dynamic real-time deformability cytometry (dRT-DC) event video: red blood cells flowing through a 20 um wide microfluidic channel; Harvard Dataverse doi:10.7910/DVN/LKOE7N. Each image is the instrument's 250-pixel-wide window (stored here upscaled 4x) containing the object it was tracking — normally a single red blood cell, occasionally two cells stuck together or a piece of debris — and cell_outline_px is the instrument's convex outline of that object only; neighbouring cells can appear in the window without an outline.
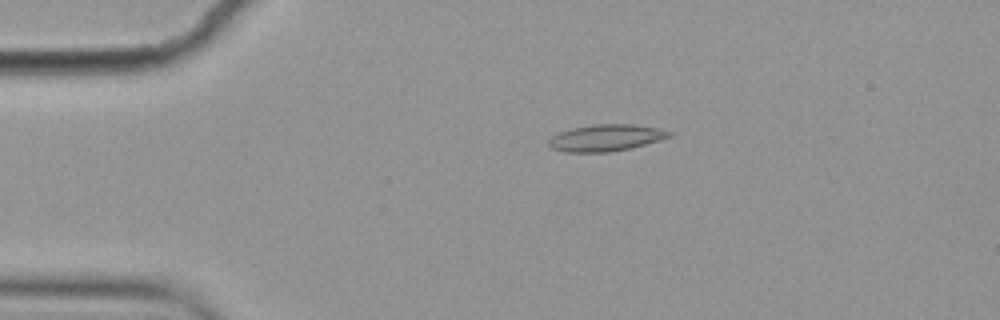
{"species": "common noctule bat (a hibernating species)", "species_latin": "Nyctalus noctula", "temperature_condition": "cold", "stored_images_in_passage": 7, "camera_frame_rate_fps": 3000, "um_per_image_px": 0.085, "animal": {"sex": "female", "body_mass_g": 19.9}, "frame": {"image": 1, "passage_image": 3, "time_ms": 0.667, "image_size_px": [1000, 320], "cell_outline_px": [[676, 132], [672, 136], [660, 140], [632, 148], [608, 152], [568, 152], [552, 148], [548, 144], [548, 140], [552, 136], [560, 132], [572, 128], [592, 124], [632, 124], [656, 128]], "centroid_in_image_um": [51.54, 11.71], "position_along_channel_um": 33.5, "area_um2": 18.79}}
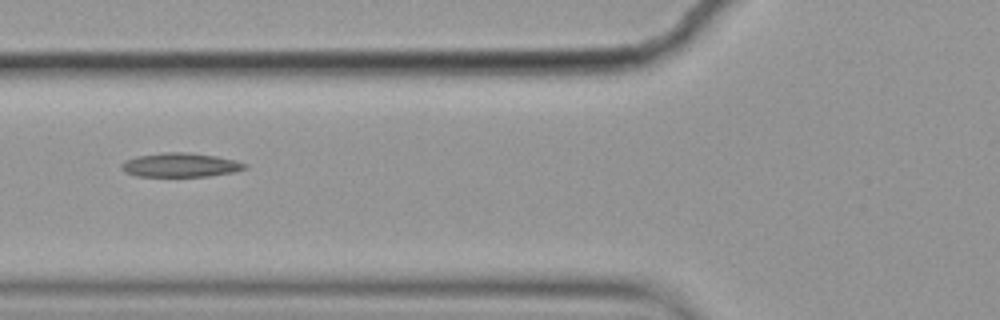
{"frame": {"image": 2, "passage_image": 6, "time_ms": 1.667, "image_size_px": [1000, 320], "cell_outline_px": [[248, 168], [232, 172], [208, 176], [136, 176], [124, 172], [120, 168], [120, 164], [124, 160], [136, 156], [164, 152], [188, 152], [216, 156], [236, 160], [248, 164]], "centroid_in_image_um": [15.31, 14.02], "position_along_channel_um": 110.5, "area_um2": 17.46}}
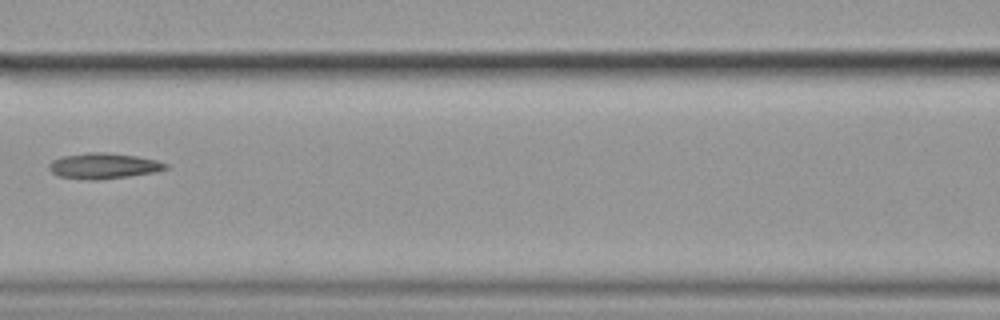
{"frame": {"image": 3, "passage_image": 7, "time_ms": 2.0, "image_size_px": [1000, 320], "cell_outline_px": [[168, 168], [156, 172], [100, 180], [88, 180], [60, 176], [52, 172], [48, 168], [48, 164], [52, 160], [60, 156], [88, 152], [108, 152], [136, 156], [156, 160], [168, 164]], "centroid_in_image_um": [8.78, 14.09], "position_along_channel_um": 157.8, "area_um2": 17.57}}